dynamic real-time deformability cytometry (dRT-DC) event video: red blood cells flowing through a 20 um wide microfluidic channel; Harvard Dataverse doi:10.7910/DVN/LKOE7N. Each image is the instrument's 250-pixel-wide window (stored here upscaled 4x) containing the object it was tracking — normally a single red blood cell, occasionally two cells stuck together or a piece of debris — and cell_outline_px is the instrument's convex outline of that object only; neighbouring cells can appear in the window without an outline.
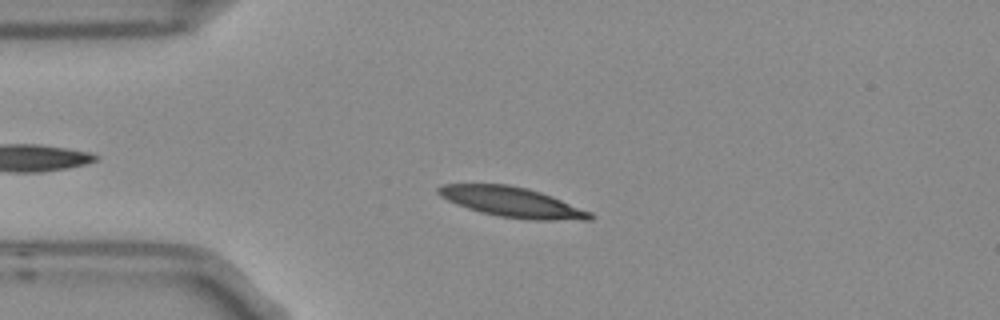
{"species": "Egyptian fruit bat (a non-hibernating species)", "species_latin": "Rousettus aegyptiacus", "temperature_condition": "room temperature", "stored_images_in_passage": 3, "camera_frame_rate_fps": 3000, "um_per_image_px": 0.085, "frame": {"image": 1, "passage_image": 3, "time_ms": 0.667, "image_size_px": [1000, 320], "cell_outline_px": [[596, 216], [592, 220], [532, 220], [500, 216], [480, 212], [456, 204], [440, 196], [436, 192], [436, 188], [444, 184], [504, 184], [528, 188], [540, 192], [592, 212]], "centroid_in_image_um": [43.54, 17.18], "position_along_channel_um": 41.5, "area_um2": 26.47}}